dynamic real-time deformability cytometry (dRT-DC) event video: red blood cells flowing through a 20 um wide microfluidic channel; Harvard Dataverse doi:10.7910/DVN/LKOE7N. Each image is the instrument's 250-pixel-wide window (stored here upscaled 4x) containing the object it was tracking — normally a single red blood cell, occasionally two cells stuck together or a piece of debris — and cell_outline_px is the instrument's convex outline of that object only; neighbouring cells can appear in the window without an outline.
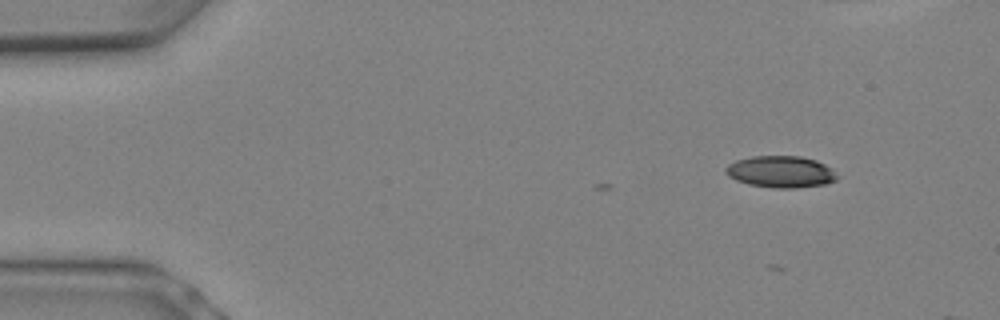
{"species": "Egyptian fruit bat (a non-hibernating species)", "species_latin": "Rousettus aegyptiacus", "temperature_condition": "warm", "stored_images_in_passage": 2, "camera_frame_rate_fps": 3000, "um_per_image_px": 0.085, "animal": {"sex": "female"}, "frame": {"image": 1, "passage_image": 2, "time_ms": 0.333, "image_size_px": [1000, 320], "cell_outline_px": [[840, 176], [836, 180], [824, 184], [796, 188], [776, 188], [748, 184], [736, 180], [728, 176], [724, 172], [724, 168], [728, 164], [736, 160], [752, 156], [800, 156], [816, 160], [832, 168]], "centroid_in_image_um": [66.36, 14.6], "position_along_channel_um": 18.6, "area_um2": 20.75}}